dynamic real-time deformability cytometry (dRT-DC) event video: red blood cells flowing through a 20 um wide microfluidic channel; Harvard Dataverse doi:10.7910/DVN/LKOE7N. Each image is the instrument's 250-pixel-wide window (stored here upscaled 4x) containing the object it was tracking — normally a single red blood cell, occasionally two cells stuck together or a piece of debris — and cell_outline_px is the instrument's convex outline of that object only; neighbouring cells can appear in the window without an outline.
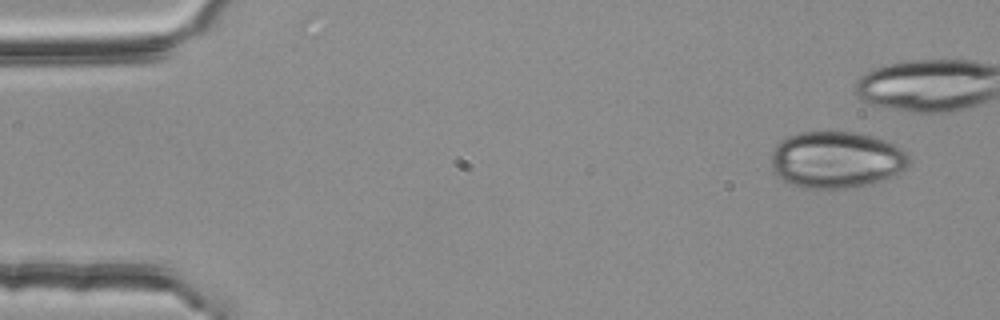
{"species": "common noctule bat (a hibernating species)", "species_latin": "Nyctalus noctula", "temperature_condition": "room temperature", "stored_images_in_passage": 5, "camera_frame_rate_fps": 3000, "um_per_image_px": 0.085, "animal": {"sex": "female", "body_mass_g": 25.1}, "frame": {"image": 1, "passage_image": 1, "time_ms": 0.0, "image_size_px": [1000, 320], "cell_outline_px": [[912, 160], [904, 172], [884, 180], [872, 184], [848, 188], [804, 188], [788, 184], [780, 180], [772, 172], [772, 152], [776, 144], [780, 140], [788, 136], [800, 132], [856, 132], [876, 136], [908, 152], [912, 156]], "centroid_in_image_um": [71.12, 13.59], "position_along_channel_um": 13.9, "area_um2": 46.53}}